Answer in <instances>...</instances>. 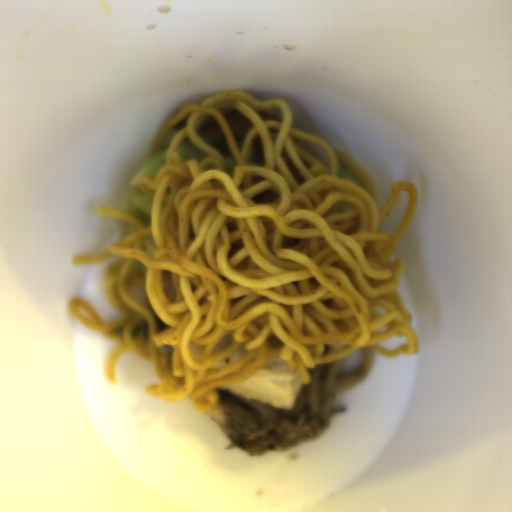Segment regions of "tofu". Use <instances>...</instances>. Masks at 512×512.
Masks as SVG:
<instances>
[{"label":"tofu","instance_id":"obj_1","mask_svg":"<svg viewBox=\"0 0 512 512\" xmlns=\"http://www.w3.org/2000/svg\"><path fill=\"white\" fill-rule=\"evenodd\" d=\"M303 383L300 370L275 355L264 359L244 381L223 388L240 397L292 410Z\"/></svg>","mask_w":512,"mask_h":512},{"label":"tofu","instance_id":"obj_2","mask_svg":"<svg viewBox=\"0 0 512 512\" xmlns=\"http://www.w3.org/2000/svg\"><path fill=\"white\" fill-rule=\"evenodd\" d=\"M247 352H248V350H247L246 346H244L242 344L235 351H233L230 355L213 363L210 368L212 371L218 370V369H223V368L227 367L228 365L234 363L235 361L241 359L242 357L246 356Z\"/></svg>","mask_w":512,"mask_h":512},{"label":"tofu","instance_id":"obj_3","mask_svg":"<svg viewBox=\"0 0 512 512\" xmlns=\"http://www.w3.org/2000/svg\"><path fill=\"white\" fill-rule=\"evenodd\" d=\"M231 340H232V333H228L227 335H225L217 344L216 346L214 347L213 349V353H216V352H219L220 350H222L224 347H226L228 344L231 343Z\"/></svg>","mask_w":512,"mask_h":512}]
</instances>
